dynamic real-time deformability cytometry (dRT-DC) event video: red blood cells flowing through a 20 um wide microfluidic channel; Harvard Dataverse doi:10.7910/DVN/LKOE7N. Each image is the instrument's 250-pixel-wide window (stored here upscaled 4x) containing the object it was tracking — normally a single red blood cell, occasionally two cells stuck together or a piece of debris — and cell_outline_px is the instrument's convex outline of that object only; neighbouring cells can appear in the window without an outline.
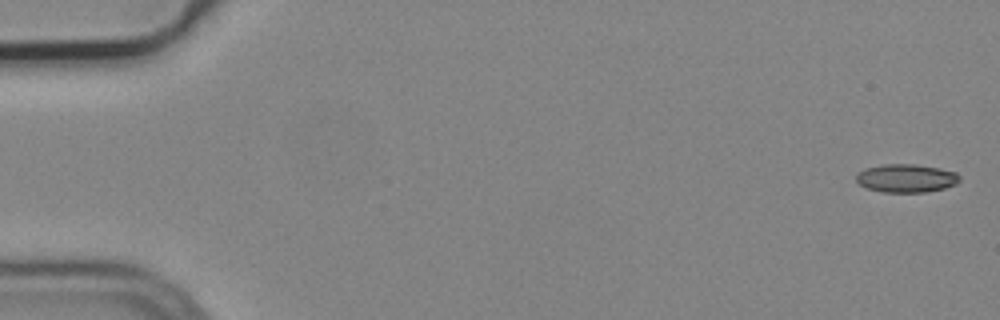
{"species": "common noctule bat (a hibernating species)", "species_latin": "Nyctalus noctula", "temperature_condition": "cold", "stored_images_in_passage": 6, "camera_frame_rate_fps": 3000, "um_per_image_px": 0.085, "animal": {"sex": "male", "body_mass_g": 19.2, "forearm_length_mm": 51.8}, "frame": {"image": 1, "passage_image": 1, "time_ms": 0.0, "image_size_px": [1000, 320], "cell_outline_px": [[960, 180], [956, 184], [944, 188], [924, 192], [880, 192], [868, 188], [860, 184], [856, 180], [856, 172], [864, 168], [884, 164], [916, 164], [940, 168], [956, 172], [960, 176]], "centroid_in_image_um": [77.02, 15.14], "position_along_channel_um": 8.0, "area_um2": 17.17}}
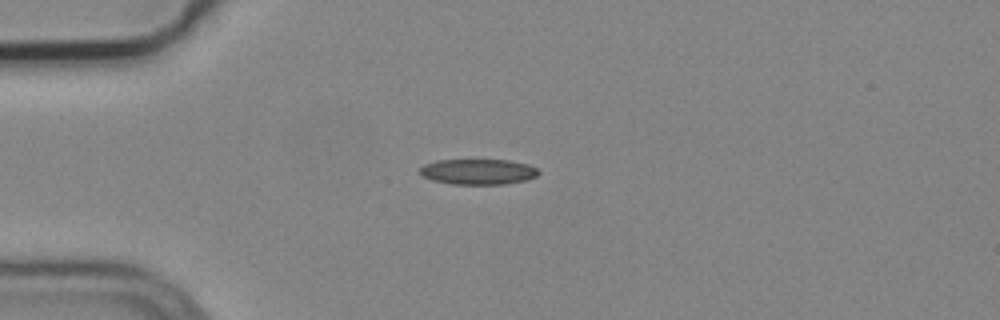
{"frame": {"image": 2, "passage_image": 4, "time_ms": 1.0, "image_size_px": [1000, 320], "cell_outline_px": [[540, 172], [536, 176], [524, 180], [504, 184], [452, 184], [432, 180], [424, 176], [420, 172], [420, 168], [424, 164], [436, 160], [508, 160], [528, 164], [536, 168]], "centroid_in_image_um": [40.63, 14.59], "position_along_channel_um": 44.4, "area_um2": 17.51}}
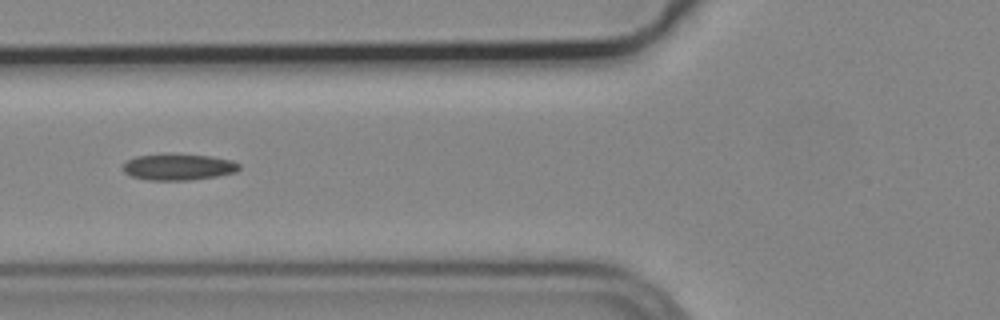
{"frame": {"image": 3, "passage_image": 6, "time_ms": 1.667, "image_size_px": [1000, 320], "cell_outline_px": [[240, 168], [236, 172], [216, 176], [188, 180], [148, 180], [132, 176], [124, 172], [124, 164], [128, 160], [136, 156], [168, 152], [172, 152], [208, 156], [232, 160], [240, 164]], "centroid_in_image_um": [15.16, 14.16], "position_along_channel_um": 110.6, "area_um2": 18.09}}